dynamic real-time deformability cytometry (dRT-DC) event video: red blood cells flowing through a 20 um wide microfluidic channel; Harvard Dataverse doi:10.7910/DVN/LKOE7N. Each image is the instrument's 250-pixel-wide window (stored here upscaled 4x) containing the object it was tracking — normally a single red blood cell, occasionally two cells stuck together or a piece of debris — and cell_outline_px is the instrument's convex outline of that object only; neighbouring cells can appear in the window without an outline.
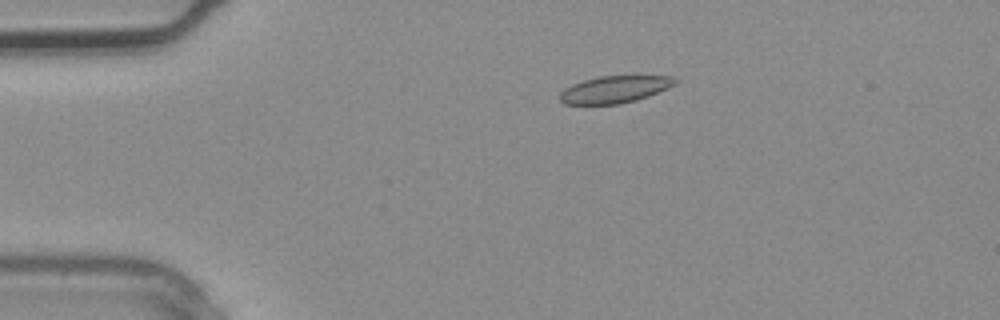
{"species": "common noctule bat (a hibernating species)", "species_latin": "Nyctalus noctula", "temperature_condition": "warm", "stored_images_in_passage": 3, "camera_frame_rate_fps": 3000, "um_per_image_px": 0.085, "animal": {"sex": "male", "body_mass_g": 20.4}, "frame": {"image": 1, "passage_image": 3, "time_ms": 0.667, "image_size_px": [1000, 320], "cell_outline_px": [[680, 80], [676, 84], [668, 88], [648, 96], [636, 100], [620, 104], [564, 104], [560, 100], [560, 92], [564, 88], [572, 84], [584, 80], [600, 76], [636, 72], [672, 76]], "centroid_in_image_um": [52.36, 7.53], "position_along_channel_um": 32.6, "area_um2": 19.25}}